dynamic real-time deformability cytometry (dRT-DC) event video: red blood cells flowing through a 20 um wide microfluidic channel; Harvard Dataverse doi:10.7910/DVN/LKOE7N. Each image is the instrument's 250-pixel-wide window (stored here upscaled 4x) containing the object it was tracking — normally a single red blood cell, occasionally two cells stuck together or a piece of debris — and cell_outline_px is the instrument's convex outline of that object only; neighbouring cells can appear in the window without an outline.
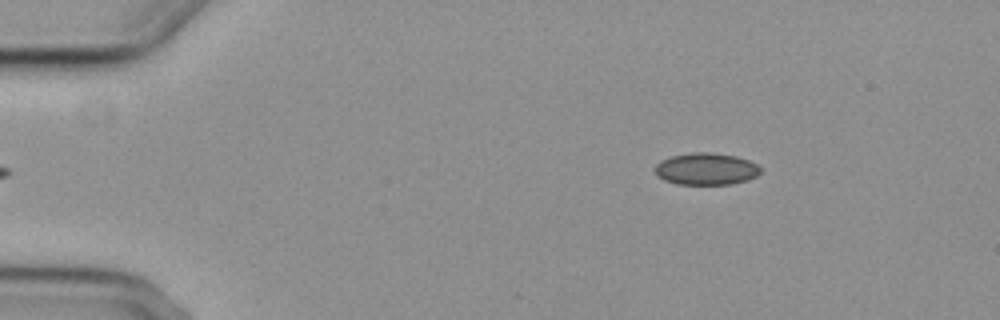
{"species": "common noctule bat (a hibernating species)", "species_latin": "Nyctalus noctula", "temperature_condition": "cold", "stored_images_in_passage": 2, "camera_frame_rate_fps": 3000, "um_per_image_px": 0.085, "animal": {"sex": "female", "body_mass_g": 29.2, "forearm_length_mm": 56.3}, "frame": {"image": 1, "passage_image": 2, "time_ms": 1.0, "image_size_px": [1000, 320], "cell_outline_px": [[760, 172], [756, 176], [748, 180], [732, 184], [676, 184], [664, 180], [656, 176], [656, 164], [660, 160], [672, 156], [692, 152], [708, 152], [736, 156], [748, 160], [756, 164], [760, 168]], "centroid_in_image_um": [60.01, 14.36], "position_along_channel_um": 25.0, "area_um2": 19.65}}